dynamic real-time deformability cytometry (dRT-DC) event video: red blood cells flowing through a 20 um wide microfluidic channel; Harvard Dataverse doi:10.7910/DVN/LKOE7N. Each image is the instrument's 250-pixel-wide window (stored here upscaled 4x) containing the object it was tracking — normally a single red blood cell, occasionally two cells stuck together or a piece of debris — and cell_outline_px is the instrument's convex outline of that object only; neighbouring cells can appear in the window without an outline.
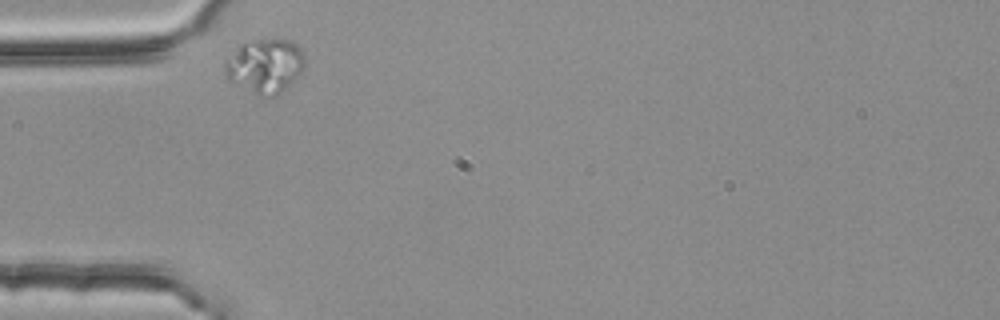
{"species": "common noctule bat (a hibernating species)", "species_latin": "Nyctalus noctula", "temperature_condition": "room temperature", "stored_images_in_passage": 2, "camera_frame_rate_fps": 3000, "um_per_image_px": 0.085, "animal": {"sex": "female", "body_mass_g": 25.1}, "frame": {"image": 1, "passage_image": 1, "time_ms": 0.0, "image_size_px": [1000, 320], "cell_outline_px": [[304, 68], [284, 88], [272, 96], [260, 96], [228, 80], [224, 76], [224, 60], [240, 44], [256, 40], [288, 40], [296, 44], [300, 48], [304, 56]], "centroid_in_image_um": [22.46, 5.58], "position_along_channel_um": 62.5, "area_um2": 24.8}}
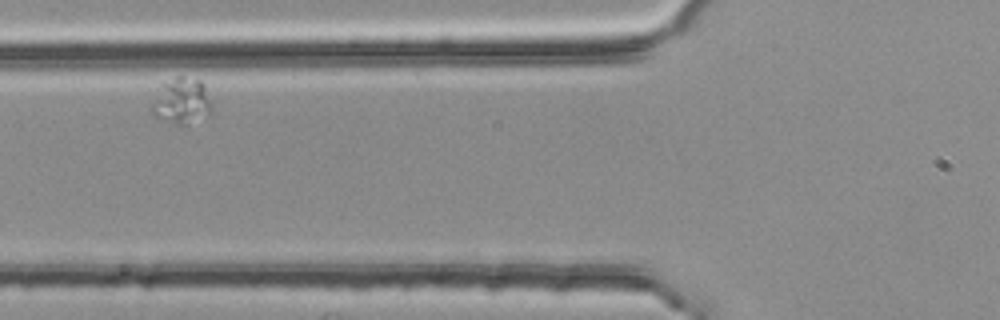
{"frame": {"image": 2, "passage_image": 2, "time_ms": 0.333, "image_size_px": [1000, 320], "cell_outline_px": [[212, 112], [180, 128], [156, 116], [152, 112], [152, 104], [160, 84], [176, 76], [184, 76], [200, 80], [204, 84], [212, 104]], "centroid_in_image_um": [15.45, 8.59], "position_along_channel_um": 110.4, "area_um2": 16.3}}